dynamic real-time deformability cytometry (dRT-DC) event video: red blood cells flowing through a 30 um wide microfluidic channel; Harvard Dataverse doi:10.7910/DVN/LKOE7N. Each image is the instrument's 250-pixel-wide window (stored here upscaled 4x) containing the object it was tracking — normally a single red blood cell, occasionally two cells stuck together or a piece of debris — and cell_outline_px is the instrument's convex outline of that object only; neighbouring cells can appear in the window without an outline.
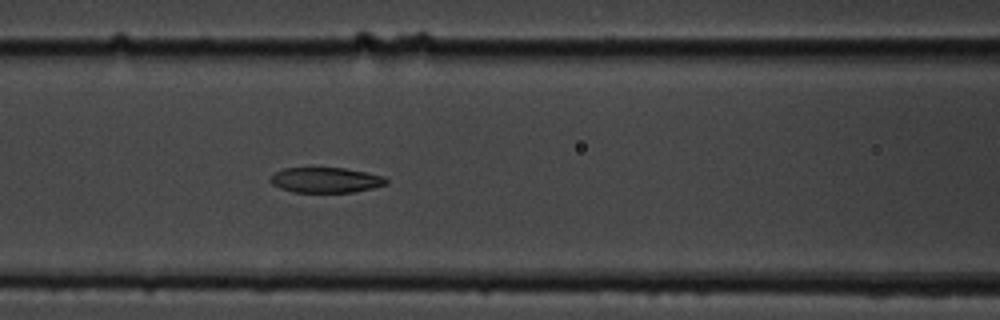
{"species": "common noctule bat (a hibernating species)", "species_latin": "Nyctalus noctula", "temperature_condition": "cold", "stored_images_in_passage": 7, "camera_frame_rate_fps": 3000, "um_per_image_px": 0.085, "animal": {"sex": "male", "body_mass_g": 19.5, "forearm_length_mm": 54.6}, "frame": {"image": 1, "passage_image": 7, "time_ms": 7.667, "image_size_px": [1000, 320], "cell_outline_px": [[388, 184], [372, 188], [352, 192], [292, 192], [280, 188], [272, 184], [268, 180], [276, 172], [284, 168], [344, 168], [368, 172], [384, 176], [388, 180]], "centroid_in_image_um": [27.71, 15.3], "position_along_channel_um": 138.9, "area_um2": 17.11}}